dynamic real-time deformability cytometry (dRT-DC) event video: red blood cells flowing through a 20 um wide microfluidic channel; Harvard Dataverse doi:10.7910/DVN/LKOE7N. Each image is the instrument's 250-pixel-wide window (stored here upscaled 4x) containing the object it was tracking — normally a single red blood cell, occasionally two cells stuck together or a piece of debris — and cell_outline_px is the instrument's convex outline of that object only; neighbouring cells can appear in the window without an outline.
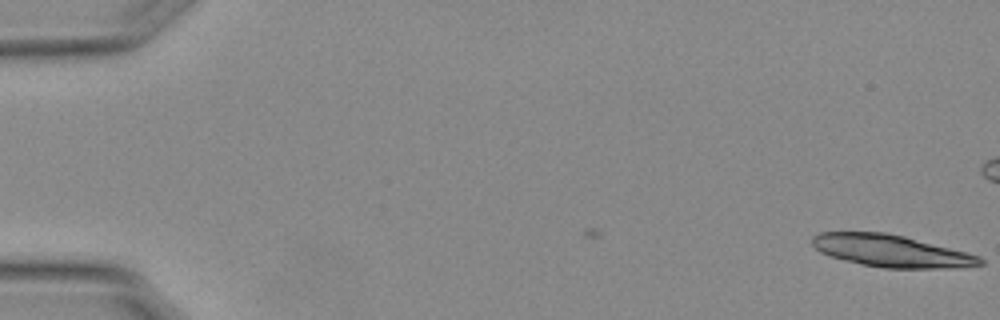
{"species": "Egyptian fruit bat (a non-hibernating species)", "species_latin": "Rousettus aegyptiacus", "temperature_condition": "warm", "stored_images_in_passage": 39, "camera_frame_rate_fps": 3000, "um_per_image_px": 0.085, "animal": {"sex": "female"}, "frame": {"image": 1, "passage_image": 1, "time_ms": 0.0, "image_size_px": [1000, 320], "cell_outline_px": [[984, 264], [956, 268], [884, 268], [844, 260], [828, 256], [820, 252], [812, 244], [812, 236], [820, 232], [884, 232], [904, 236], [980, 256], [984, 260]], "centroid_in_image_um": [75.74, 21.33], "position_along_channel_um": 9.3, "area_um2": 31.21}}